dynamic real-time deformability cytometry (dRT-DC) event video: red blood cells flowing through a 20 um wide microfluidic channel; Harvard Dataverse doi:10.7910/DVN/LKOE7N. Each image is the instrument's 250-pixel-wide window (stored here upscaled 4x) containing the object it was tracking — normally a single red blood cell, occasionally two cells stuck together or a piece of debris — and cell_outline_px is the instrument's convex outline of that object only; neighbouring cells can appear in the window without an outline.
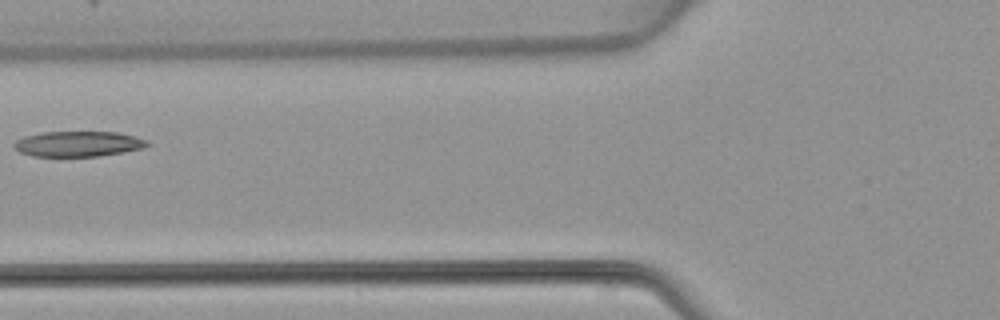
{"species": "common noctule bat (a hibernating species)", "species_latin": "Nyctalus noctula", "temperature_condition": "warm", "stored_images_in_passage": 4, "camera_frame_rate_fps": 3000, "um_per_image_px": 0.085, "animal": {"sex": "female", "body_mass_g": 22.7, "forearm_length_mm": 54.2}, "frame": {"image": 1, "passage_image": 4, "time_ms": 5.0, "image_size_px": [1000, 320], "cell_outline_px": [[152, 144], [144, 148], [124, 152], [100, 156], [32, 156], [20, 152], [12, 144], [16, 140], [24, 136], [44, 132], [116, 132], [148, 140]], "centroid_in_image_um": [6.67, 12.23], "position_along_channel_um": 119.1, "area_um2": 19.71}}